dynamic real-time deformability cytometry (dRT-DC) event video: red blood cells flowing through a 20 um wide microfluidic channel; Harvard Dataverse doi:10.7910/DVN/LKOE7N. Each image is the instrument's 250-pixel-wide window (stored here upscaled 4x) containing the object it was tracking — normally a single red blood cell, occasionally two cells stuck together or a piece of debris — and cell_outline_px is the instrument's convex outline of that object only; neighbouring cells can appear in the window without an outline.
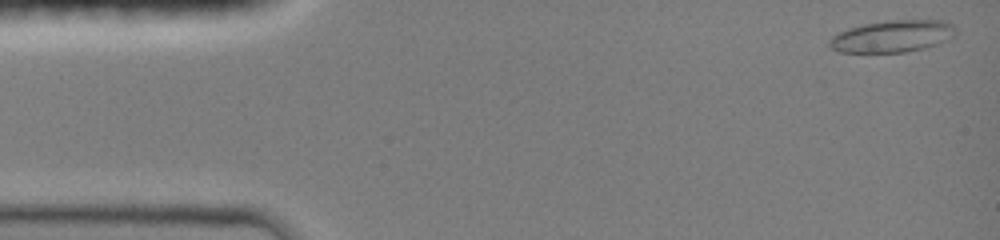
{"species": "common noctule bat (a hibernating species)", "species_latin": "Nyctalus noctula", "temperature_condition": "room temperature", "stored_images_in_passage": 59, "camera_frame_rate_fps": 3000, "um_per_image_px": 0.085, "animal": {"sex": "female", "body_mass_g": 19.0, "forearm_length_mm": 51.5}, "frame": {"image": 1, "passage_image": 2, "time_ms": 0.333, "image_size_px": [1000, 240], "cell_outline_px": [[956, 36], [948, 40], [924, 48], [904, 52], [836, 52], [828, 44], [832, 36], [848, 28], [864, 24], [888, 20], [944, 20], [952, 24], [956, 28]], "centroid_in_image_um": [75.89, 3.08], "position_along_channel_um": 9.1, "area_um2": 23.58}}
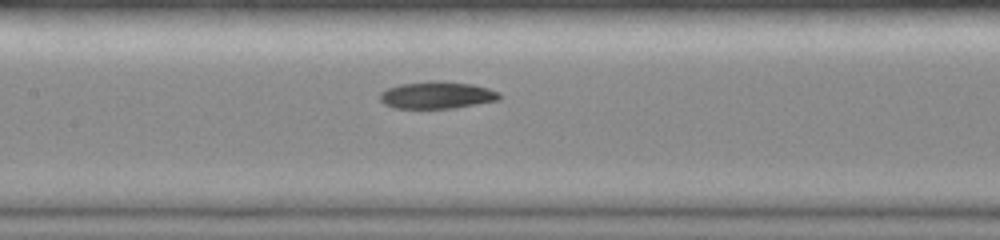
{"frame": {"image": 2, "passage_image": 34, "time_ms": 7.0, "image_size_px": [1000, 240], "cell_outline_px": [[500, 100], [452, 108], [392, 108], [384, 104], [380, 100], [380, 92], [388, 88], [400, 84], [428, 80], [440, 80], [472, 84], [488, 88], [496, 92], [500, 96]], "centroid_in_image_um": [37.1, 8.07], "position_along_channel_um": 170.3, "area_um2": 18.96}}
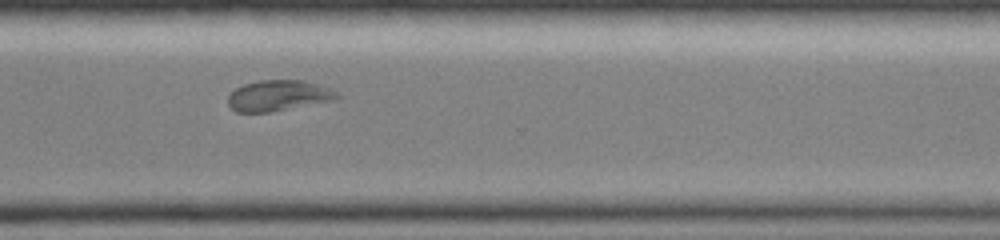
{"frame": {"image": 3, "passage_image": 58, "time_ms": 11.333, "image_size_px": [1000, 240], "cell_outline_px": [[340, 96], [336, 100], [268, 112], [236, 112], [228, 104], [228, 96], [236, 88], [244, 84], [260, 80], [304, 80], [328, 88], [336, 92]], "centroid_in_image_um": [23.65, 8.12], "position_along_channel_um": 346.9, "area_um2": 19.36}}